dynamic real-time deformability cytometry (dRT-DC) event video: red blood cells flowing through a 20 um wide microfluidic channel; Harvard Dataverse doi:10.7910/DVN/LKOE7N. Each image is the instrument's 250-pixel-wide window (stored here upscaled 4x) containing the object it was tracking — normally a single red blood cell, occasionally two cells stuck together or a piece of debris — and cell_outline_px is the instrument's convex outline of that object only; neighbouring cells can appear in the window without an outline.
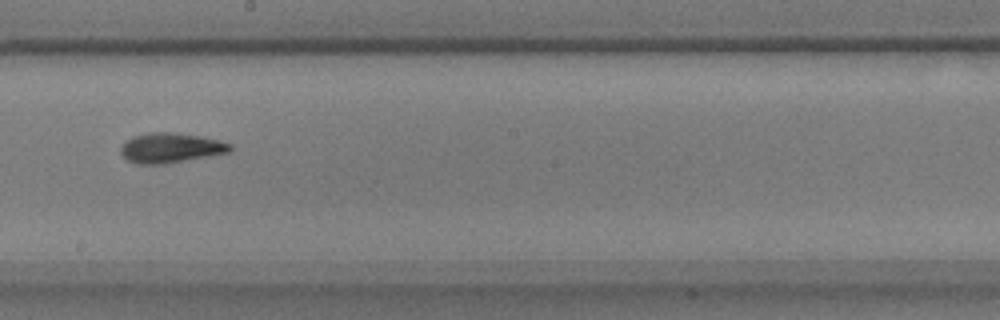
{"species": "common noctule bat (a hibernating species)", "species_latin": "Nyctalus noctula", "temperature_condition": "warm", "stored_images_in_passage": 52, "camera_frame_rate_fps": 3000, "um_per_image_px": 0.085, "animal": {"sex": "male", "body_mass_g": 17.9}, "frame": {"image": 1, "passage_image": 30, "time_ms": 9.667, "image_size_px": [1000, 320], "cell_outline_px": [[232, 148], [228, 152], [208, 156], [164, 164], [136, 164], [128, 160], [120, 152], [120, 148], [132, 136], [148, 132], [172, 132], [200, 136], [232, 144]], "centroid_in_image_um": [14.48, 12.56], "position_along_channel_um": 233.7, "area_um2": 18.84}}
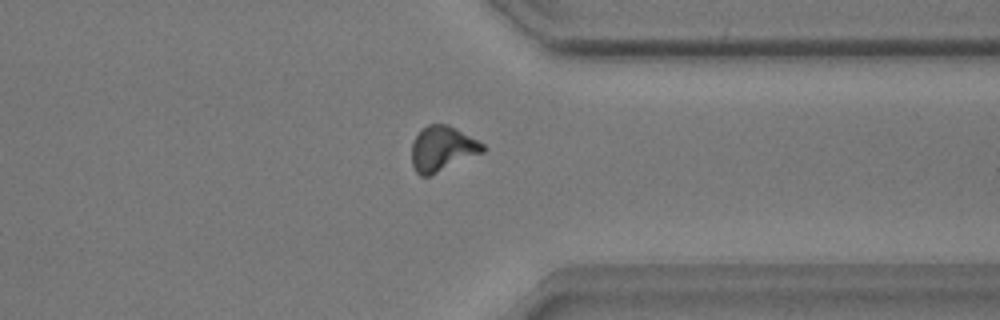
{"frame": {"image": 2, "passage_image": 41, "time_ms": 13.333, "image_size_px": [1000, 320], "cell_outline_px": [[488, 148], [484, 152], [428, 176], [420, 176], [416, 172], [412, 164], [412, 140], [428, 124], [448, 124], [456, 128], [484, 144]], "centroid_in_image_um": [37.61, 12.63], "position_along_channel_um": 373.8, "area_um2": 18.55}}
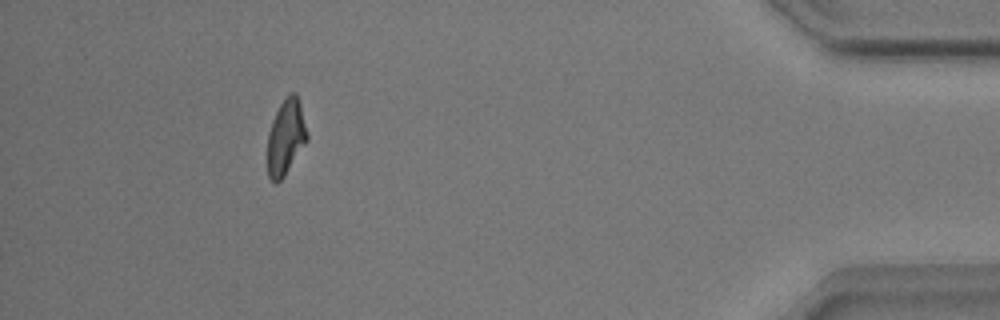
{"frame": {"image": 3, "passage_image": 48, "time_ms": 15.667, "image_size_px": [1000, 320], "cell_outline_px": [[308, 140], [284, 176], [276, 184], [268, 176], [268, 132], [272, 120], [280, 104], [288, 92], [296, 92], [300, 104], [308, 132]], "centroid_in_image_um": [24.31, 11.63], "position_along_channel_um": 410.9, "area_um2": 17.46}, "authors_computed_cell_mechanics": {"area_um2": 17.8024, "velocity_mm_per_s": 3.9037, "shape_relaxation_time_tau1_ms": 2.8363, "shape_relaxation_time_tau2_ms": 5.5328, "deformation_change_tau1": 0.1419, "deformation_change_tau2": 0.146}}